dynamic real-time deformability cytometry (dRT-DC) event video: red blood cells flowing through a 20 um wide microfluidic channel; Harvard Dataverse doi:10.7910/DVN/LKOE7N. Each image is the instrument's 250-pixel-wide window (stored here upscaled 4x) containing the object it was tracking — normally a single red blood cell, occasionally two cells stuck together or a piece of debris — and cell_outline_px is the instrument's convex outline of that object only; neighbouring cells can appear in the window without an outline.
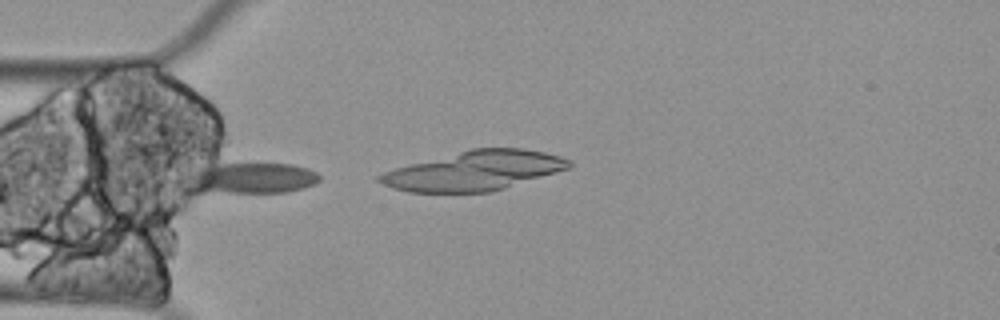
{"species": "Egyptian fruit bat (a non-hibernating species)", "species_latin": "Rousettus aegyptiacus", "temperature_condition": "cold", "stored_images_in_passage": 17, "camera_frame_rate_fps": 3000, "um_per_image_px": 0.085, "animal": {"sex": "female"}, "frame": {"image": 1, "passage_image": 15, "time_ms": 4.667, "image_size_px": [1000, 320], "cell_outline_px": [[320, 180], [316, 184], [304, 188], [288, 192], [196, 192], [188, 180], [184, 172], [200, 168], [220, 164], [292, 164], [308, 168], [316, 172], [320, 176]], "centroid_in_image_um": [21.4, 15.14], "position_along_channel_um": 63.6, "area_um2": 23.81}}